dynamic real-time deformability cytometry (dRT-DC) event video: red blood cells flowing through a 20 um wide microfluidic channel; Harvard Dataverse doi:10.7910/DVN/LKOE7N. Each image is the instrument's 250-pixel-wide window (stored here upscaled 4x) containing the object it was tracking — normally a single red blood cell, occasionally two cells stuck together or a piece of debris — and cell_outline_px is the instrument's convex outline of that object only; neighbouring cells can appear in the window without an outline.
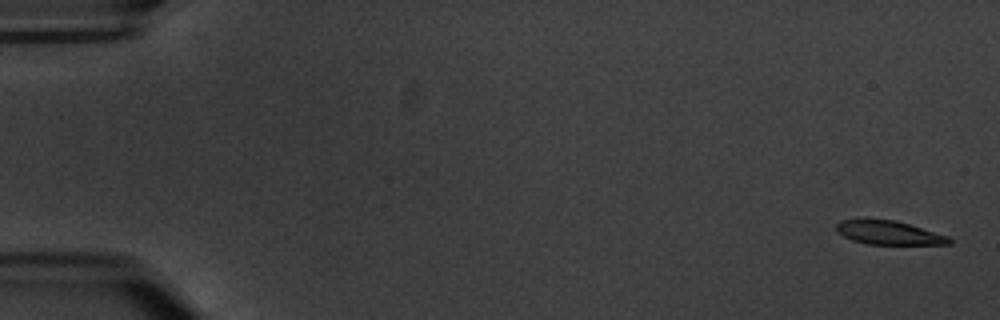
{"species": "common noctule bat (a hibernating species)", "species_latin": "Nyctalus noctula", "temperature_condition": "warm", "stored_images_in_passage": 5, "camera_frame_rate_fps": 3000, "um_per_image_px": 0.085, "animal": {"sex": "male", "body_mass_g": 20.1, "forearm_length_mm": 53.5}, "frame": {"image": 1, "passage_image": 1, "time_ms": 0.0, "image_size_px": [1000, 320], "cell_outline_px": [[952, 244], [868, 244], [852, 240], [836, 232], [836, 224], [840, 220], [864, 216], [868, 216], [896, 220], [948, 236], [952, 240]], "centroid_in_image_um": [75.45, 19.73], "position_along_channel_um": 9.6, "area_um2": 16.24}}
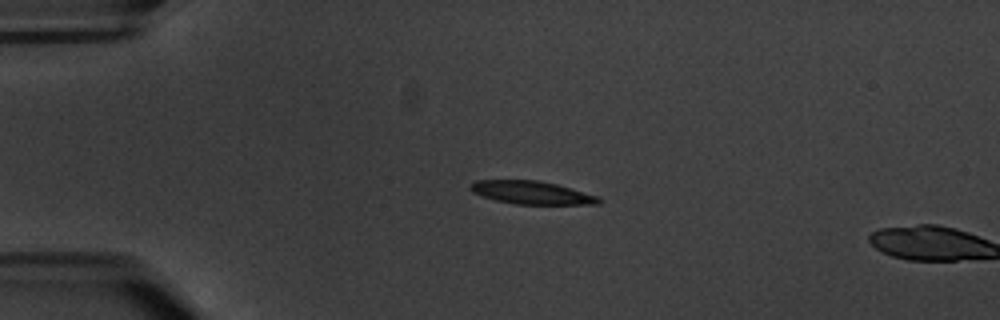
{"frame": {"image": 2, "passage_image": 4, "time_ms": 4.333, "image_size_px": [1000, 320], "cell_outline_px": [[604, 200], [600, 204], [516, 204], [496, 200], [472, 192], [468, 188], [476, 180], [540, 180], [572, 188], [600, 196]], "centroid_in_image_um": [45.26, 16.37], "position_along_channel_um": 39.7, "area_um2": 17.34}}